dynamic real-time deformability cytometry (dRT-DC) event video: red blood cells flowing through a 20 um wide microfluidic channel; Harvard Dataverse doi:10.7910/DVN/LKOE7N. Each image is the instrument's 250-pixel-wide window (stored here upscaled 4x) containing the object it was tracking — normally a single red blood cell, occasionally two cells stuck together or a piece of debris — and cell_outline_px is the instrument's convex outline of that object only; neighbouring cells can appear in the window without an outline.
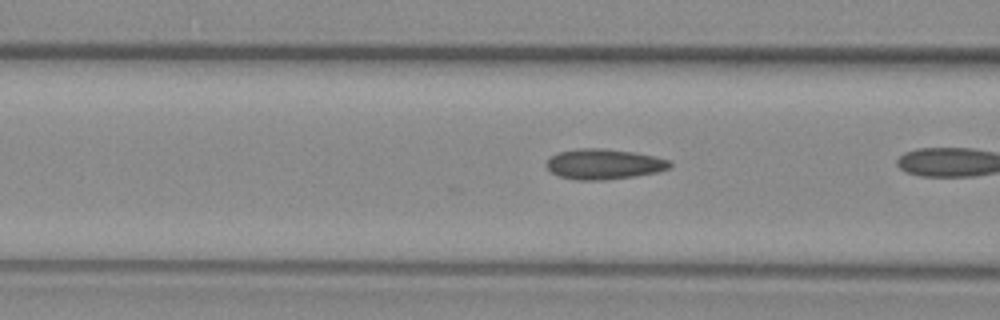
{"species": "common noctule bat (a hibernating species)", "species_latin": "Nyctalus noctula", "temperature_condition": "warm", "stored_images_in_passage": 8, "camera_frame_rate_fps": 3000, "um_per_image_px": 0.085, "animal": {"sex": "female", "body_mass_g": 29.2, "forearm_length_mm": 56.3}, "frame": {"image": 1, "passage_image": 7, "time_ms": 2.0, "image_size_px": [1000, 320], "cell_outline_px": [[672, 164], [668, 168], [656, 172], [636, 176], [608, 180], [576, 180], [560, 176], [552, 172], [544, 164], [556, 152], [576, 148], [604, 148], [632, 152], [656, 156], [668, 160]], "centroid_in_image_um": [51.31, 13.94], "position_along_channel_um": 115.3, "area_um2": 21.91}}